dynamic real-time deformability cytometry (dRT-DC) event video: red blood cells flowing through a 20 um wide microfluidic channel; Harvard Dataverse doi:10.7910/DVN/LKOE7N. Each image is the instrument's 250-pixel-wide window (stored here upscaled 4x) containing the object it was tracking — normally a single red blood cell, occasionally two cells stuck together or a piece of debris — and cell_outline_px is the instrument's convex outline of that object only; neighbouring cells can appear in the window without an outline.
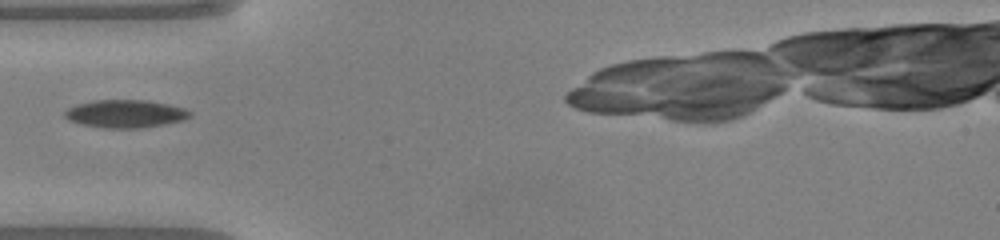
{"species": "common noctule bat (a hibernating species)", "species_latin": "Nyctalus noctula", "temperature_condition": "warm", "stored_images_in_passage": 29, "camera_frame_rate_fps": 3000, "um_per_image_px": 0.085, "animal": {"sex": "male", "body_mass_g": 20.0, "forearm_length_mm": 53.3}, "frame": {"image": 1, "passage_image": 1, "time_ms": 0.0, "image_size_px": [1000, 240], "cell_outline_px": [[192, 116], [180, 120], [160, 124], [136, 128], [104, 128], [84, 124], [68, 120], [64, 116], [64, 112], [68, 108], [76, 104], [96, 100], [148, 100], [168, 104], [184, 108], [192, 112]], "centroid_in_image_um": [10.63, 9.65], "position_along_channel_um": 74.4, "area_um2": 20.06}}
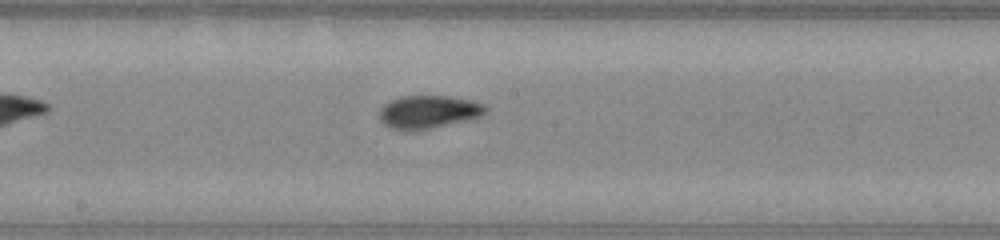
{"frame": {"image": 2, "passage_image": 11, "time_ms": 3.333, "image_size_px": [1000, 240], "cell_outline_px": [[488, 108], [480, 116], [428, 128], [392, 128], [384, 124], [380, 120], [380, 108], [384, 104], [400, 96], [452, 96], [472, 100], [484, 104]], "centroid_in_image_um": [36.42, 9.46], "position_along_channel_um": 211.8, "area_um2": 19.65}}
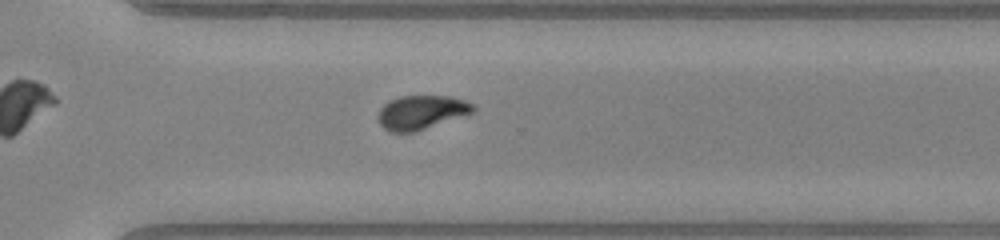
{"frame": {"image": 3, "passage_image": 20, "time_ms": 6.333, "image_size_px": [1000, 240], "cell_outline_px": [[476, 108], [472, 112], [412, 132], [392, 132], [384, 128], [380, 124], [376, 116], [380, 108], [388, 100], [400, 96], [448, 96], [464, 100], [472, 104]], "centroid_in_image_um": [35.74, 9.53], "position_along_channel_um": 334.9, "area_um2": 18.44}}